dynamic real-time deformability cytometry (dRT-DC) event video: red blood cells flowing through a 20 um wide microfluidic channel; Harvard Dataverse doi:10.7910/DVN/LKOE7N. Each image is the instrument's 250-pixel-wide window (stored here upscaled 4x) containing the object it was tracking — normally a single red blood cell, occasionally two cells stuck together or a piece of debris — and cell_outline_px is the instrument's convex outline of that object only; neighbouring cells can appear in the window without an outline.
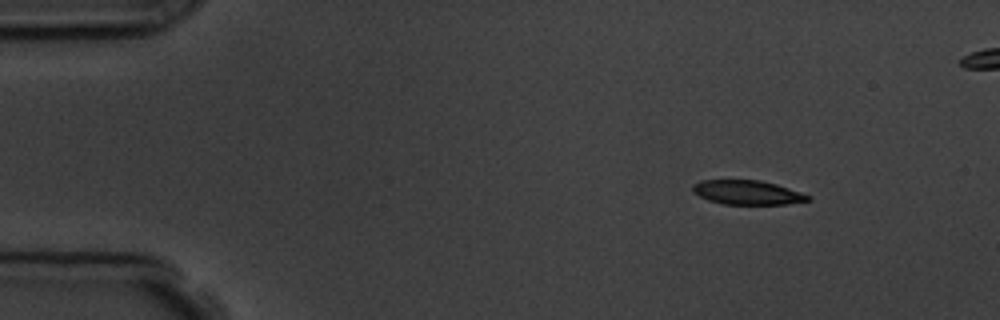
{"species": "common noctule bat (a hibernating species)", "species_latin": "Nyctalus noctula", "temperature_condition": "room temperature", "stored_images_in_passage": 8, "camera_frame_rate_fps": 3000, "um_per_image_px": 0.085, "animal": {"sex": "male", "body_mass_g": 19.5, "forearm_length_mm": 54.6}, "frame": {"image": 1, "passage_image": 1, "time_ms": 0.0, "image_size_px": [1000, 320], "cell_outline_px": [[812, 200], [788, 204], [720, 204], [708, 200], [692, 192], [692, 184], [700, 180], [760, 180], [776, 184], [812, 196]], "centroid_in_image_um": [63.52, 16.36], "position_along_channel_um": 21.5, "area_um2": 16.42}}